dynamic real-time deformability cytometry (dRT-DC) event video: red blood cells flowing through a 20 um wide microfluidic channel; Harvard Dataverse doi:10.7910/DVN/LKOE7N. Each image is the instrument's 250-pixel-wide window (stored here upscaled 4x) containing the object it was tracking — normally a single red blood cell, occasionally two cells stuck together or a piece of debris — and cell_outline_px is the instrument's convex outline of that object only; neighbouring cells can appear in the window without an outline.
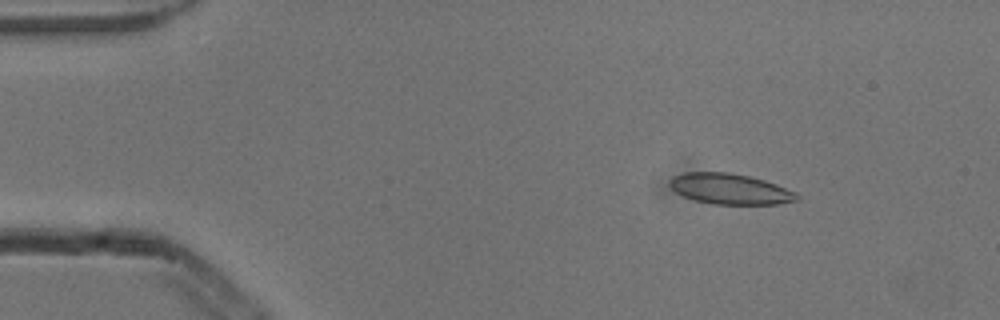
{"species": "common noctule bat (a hibernating species)", "species_latin": "Nyctalus noctula", "temperature_condition": "cold", "stored_images_in_passage": 4, "camera_frame_rate_fps": 3000, "um_per_image_px": 0.085, "animal": {"sex": "male", "body_mass_g": 13.3}, "frame": {"image": 1, "passage_image": 2, "time_ms": 0.333, "image_size_px": [1000, 320], "cell_outline_px": [[800, 200], [780, 204], [712, 204], [692, 200], [676, 192], [668, 184], [668, 180], [672, 176], [684, 172], [728, 172], [748, 176], [764, 180], [776, 184], [796, 192], [800, 196]], "centroid_in_image_um": [62.05, 16.06], "position_along_channel_um": 23.0, "area_um2": 22.95}}